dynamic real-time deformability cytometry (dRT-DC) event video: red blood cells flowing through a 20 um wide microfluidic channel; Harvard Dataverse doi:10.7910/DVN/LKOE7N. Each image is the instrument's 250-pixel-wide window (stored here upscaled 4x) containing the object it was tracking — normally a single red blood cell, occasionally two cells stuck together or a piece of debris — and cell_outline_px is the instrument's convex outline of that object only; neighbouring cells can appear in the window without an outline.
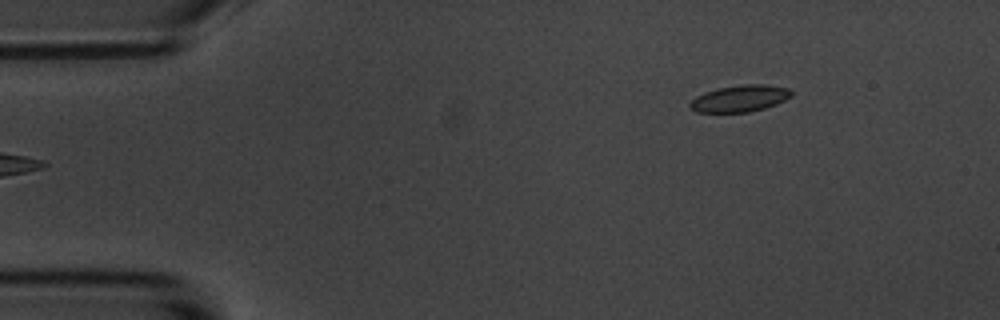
{"species": "common noctule bat (a hibernating species)", "species_latin": "Nyctalus noctula", "temperature_condition": "room temperature", "stored_images_in_passage": 5, "camera_frame_rate_fps": 3000, "um_per_image_px": 0.085, "animal": {"sex": "male", "body_mass_g": 20.1, "forearm_length_mm": 53.5}, "frame": {"image": 1, "passage_image": 1, "time_ms": 0.0, "image_size_px": [1000, 320], "cell_outline_px": [[792, 96], [776, 104], [764, 108], [748, 112], [696, 112], [688, 108], [688, 104], [696, 96], [704, 92], [716, 88], [744, 84], [764, 84], [788, 88], [792, 92]], "centroid_in_image_um": [62.85, 8.37], "position_along_channel_um": 22.2, "area_um2": 15.84}}
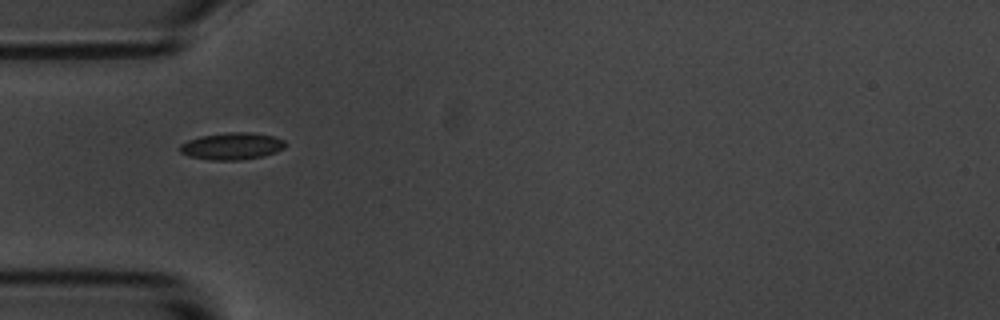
{"frame": {"image": 2, "passage_image": 4, "time_ms": 3.333, "image_size_px": [1000, 320], "cell_outline_px": [[288, 144], [284, 148], [276, 152], [264, 156], [240, 160], [212, 160], [188, 156], [180, 152], [180, 144], [188, 140], [200, 136], [228, 132], [252, 132], [272, 136], [284, 140]], "centroid_in_image_um": [19.73, 12.42], "position_along_channel_um": 65.3, "area_um2": 16.7}}
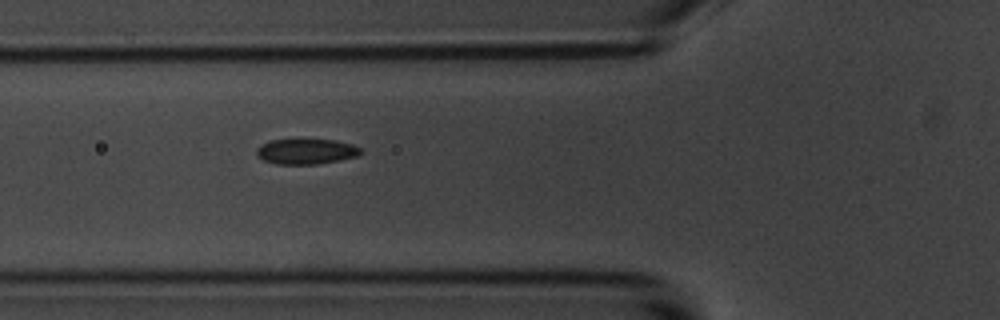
{"frame": {"image": 3, "passage_image": 5, "time_ms": 4.333, "image_size_px": [1000, 320], "cell_outline_px": [[364, 152], [356, 156], [316, 164], [276, 164], [264, 160], [256, 156], [256, 148], [260, 144], [272, 140], [336, 140], [352, 144], [360, 148]], "centroid_in_image_um": [25.99, 12.87], "position_along_channel_um": 99.8, "area_um2": 15.26}}